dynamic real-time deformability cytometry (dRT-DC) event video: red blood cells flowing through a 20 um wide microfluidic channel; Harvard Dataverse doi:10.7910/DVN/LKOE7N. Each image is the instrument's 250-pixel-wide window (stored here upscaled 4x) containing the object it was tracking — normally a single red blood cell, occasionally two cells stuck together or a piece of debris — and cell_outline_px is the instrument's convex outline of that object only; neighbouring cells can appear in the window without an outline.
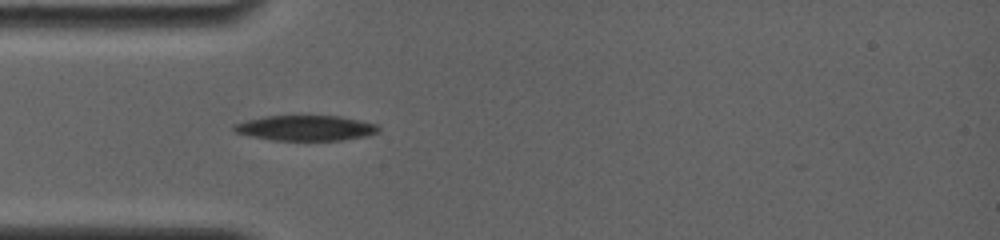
{"species": "common noctule bat (a hibernating species)", "species_latin": "Nyctalus noctula", "temperature_condition": "room temperature", "stored_images_in_passage": 43, "camera_frame_rate_fps": 4000, "um_per_image_px": 0.085, "animal": {"sex": "female", "body_mass_g": 19.0, "forearm_length_mm": 56.7}, "frame": {"image": 1, "passage_image": 5, "time_ms": 2.0, "image_size_px": [1000, 240], "cell_outline_px": [[380, 132], [368, 136], [340, 140], [272, 140], [252, 136], [236, 132], [232, 128], [232, 124], [248, 120], [268, 116], [340, 116], [360, 120], [376, 124], [380, 128]], "centroid_in_image_um": [26.03, 10.88], "position_along_channel_um": 59.0, "area_um2": 21.21}}
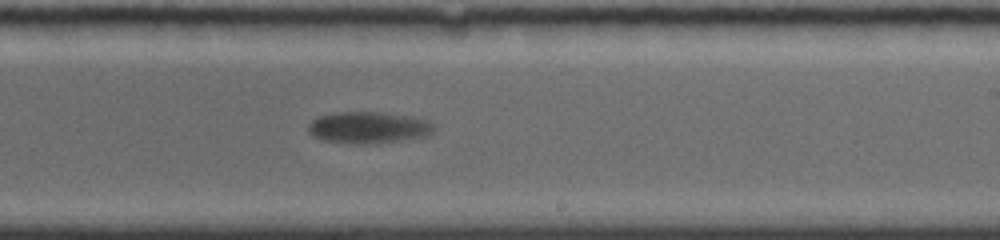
{"frame": {"image": 2, "passage_image": 18, "time_ms": 7.5, "image_size_px": [1000, 240], "cell_outline_px": [[432, 132], [424, 136], [396, 140], [364, 144], [352, 144], [324, 140], [312, 136], [308, 132], [308, 124], [312, 120], [320, 116], [336, 112], [376, 112], [404, 116], [424, 120], [432, 124]], "centroid_in_image_um": [31.19, 10.84], "position_along_channel_um": 257.8, "area_um2": 22.48}}
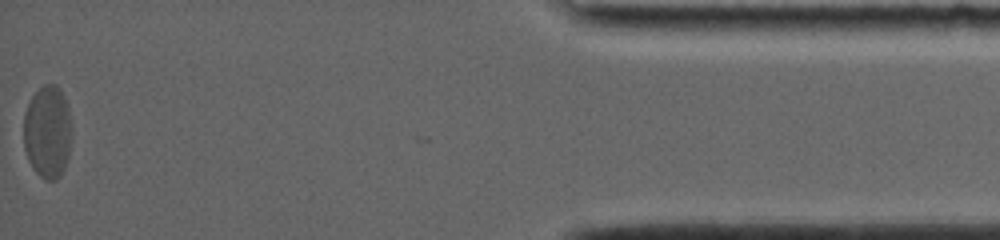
{"frame": {"image": 3, "passage_image": 43, "time_ms": 14.25, "image_size_px": [1000, 240], "cell_outline_px": [[72, 136], [68, 156], [64, 168], [60, 176], [56, 180], [44, 180], [32, 168], [28, 160], [24, 148], [24, 112], [32, 96], [44, 84], [56, 84], [64, 96], [68, 104], [72, 120]], "centroid_in_image_um": [4.06, 11.21], "position_along_channel_um": 431.1, "area_um2": 26.47}}